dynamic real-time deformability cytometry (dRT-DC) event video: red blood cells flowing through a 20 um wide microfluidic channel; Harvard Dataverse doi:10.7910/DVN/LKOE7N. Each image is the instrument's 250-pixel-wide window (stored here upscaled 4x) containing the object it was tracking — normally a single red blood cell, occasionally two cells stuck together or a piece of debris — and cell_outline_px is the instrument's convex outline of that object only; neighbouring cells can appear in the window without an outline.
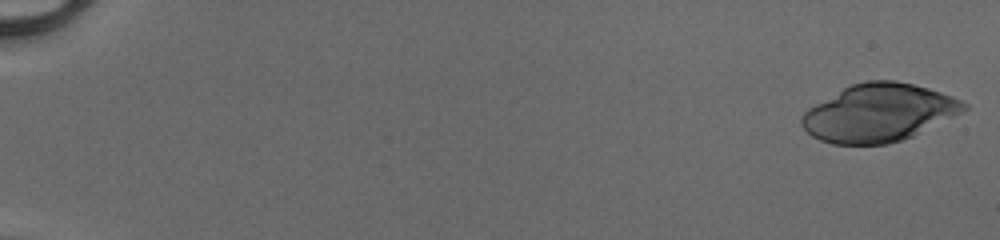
{"species": "human", "species_latin": "Homo sapiens", "temperature_condition": "cold", "stored_images_in_passage": 51, "camera_frame_rate_fps": 3000, "um_per_image_px": 0.085, "donor": {"sex": "male"}, "frame": {"image": 1, "passage_image": 1, "time_ms": 0.0, "image_size_px": [1000, 240], "cell_outline_px": [[968, 108], [964, 112], [912, 136], [888, 144], [832, 144], [820, 140], [812, 136], [800, 124], [800, 120], [804, 112], [808, 108], [844, 88], [852, 84], [868, 80], [896, 80], [928, 88], [952, 96], [968, 104]], "centroid_in_image_um": [74.71, 9.59], "position_along_channel_um": 10.3, "area_um2": 54.27}}
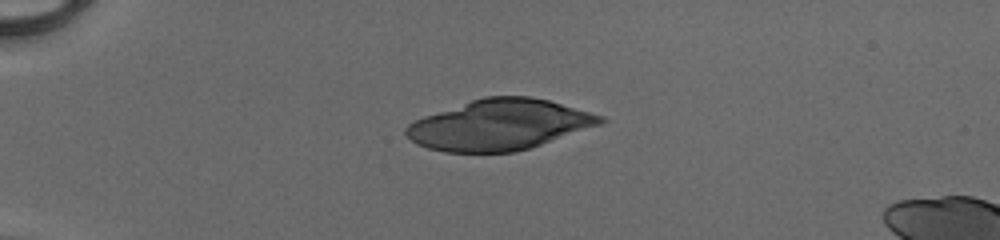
{"frame": {"image": 2, "passage_image": 14, "time_ms": 4.333, "image_size_px": [1000, 240], "cell_outline_px": [[608, 120], [604, 124], [516, 152], [444, 152], [428, 148], [416, 144], [404, 132], [404, 128], [408, 124], [424, 116], [484, 96], [528, 96], [548, 100], [604, 116]], "centroid_in_image_um": [42.48, 10.61], "position_along_channel_um": 42.5, "area_um2": 57.05}}